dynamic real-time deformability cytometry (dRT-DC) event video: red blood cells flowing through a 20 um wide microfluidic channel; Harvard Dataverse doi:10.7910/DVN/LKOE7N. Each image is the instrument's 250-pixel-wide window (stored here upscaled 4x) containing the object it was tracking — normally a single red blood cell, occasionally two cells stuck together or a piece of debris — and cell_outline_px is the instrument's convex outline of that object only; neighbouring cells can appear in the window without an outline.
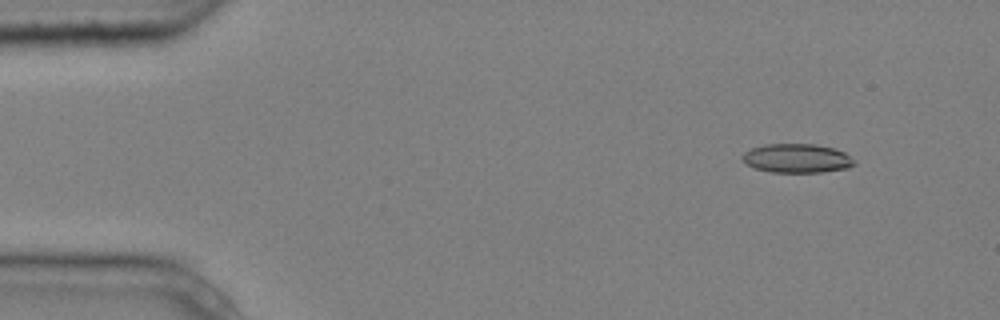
{"species": "common noctule bat (a hibernating species)", "species_latin": "Nyctalus noctula", "temperature_condition": "cold", "stored_images_in_passage": 4, "camera_frame_rate_fps": 3000, "um_per_image_px": 0.085, "animal": {"sex": "male", "body_mass_g": 20.4}, "frame": {"image": 1, "passage_image": 1, "time_ms": 0.0, "image_size_px": [1000, 320], "cell_outline_px": [[856, 164], [848, 168], [824, 172], [772, 172], [756, 168], [748, 164], [740, 156], [744, 152], [752, 148], [764, 144], [816, 144], [832, 148], [844, 152], [856, 160]], "centroid_in_image_um": [67.77, 13.45], "position_along_channel_um": 17.2, "area_um2": 18.9}}
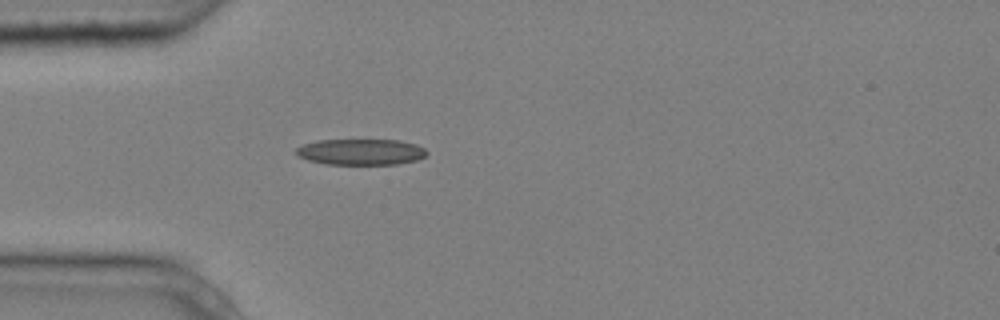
{"frame": {"image": 2, "passage_image": 4, "time_ms": 1.0, "image_size_px": [1000, 320], "cell_outline_px": [[428, 152], [424, 156], [416, 160], [396, 164], [324, 164], [308, 160], [296, 156], [296, 148], [304, 144], [316, 140], [400, 140], [416, 144], [424, 148]], "centroid_in_image_um": [30.65, 12.91], "position_along_channel_um": 54.4, "area_um2": 19.83}}